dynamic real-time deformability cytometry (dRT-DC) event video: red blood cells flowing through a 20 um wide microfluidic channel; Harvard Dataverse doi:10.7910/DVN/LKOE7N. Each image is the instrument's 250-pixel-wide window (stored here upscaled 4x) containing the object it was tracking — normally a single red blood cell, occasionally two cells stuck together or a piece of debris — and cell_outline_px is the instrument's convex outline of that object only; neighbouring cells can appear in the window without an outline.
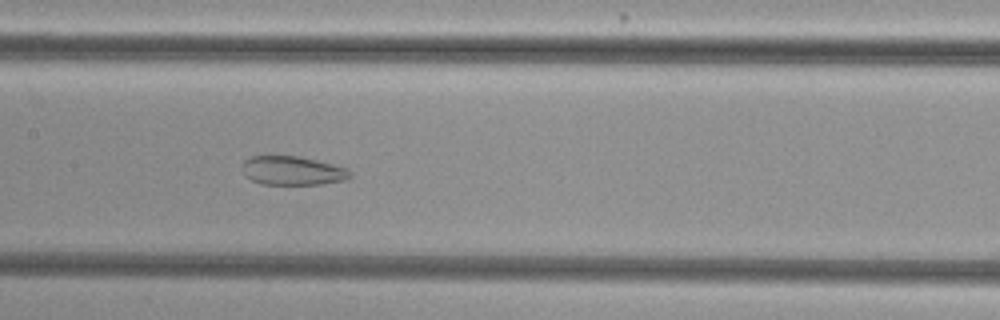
{"species": "common noctule bat (a hibernating species)", "species_latin": "Nyctalus noctula", "temperature_condition": "cold", "stored_images_in_passage": 42, "camera_frame_rate_fps": 3000, "um_per_image_px": 0.085, "animal": {"sex": "female", "body_mass_g": 29.2, "forearm_length_mm": 56.3}, "frame": {"image": 1, "passage_image": 15, "time_ms": 4.667, "image_size_px": [1000, 320], "cell_outline_px": [[352, 176], [344, 180], [320, 184], [260, 184], [244, 176], [240, 168], [244, 160], [252, 156], [300, 156], [348, 168], [352, 172]], "centroid_in_image_um": [24.83, 14.5], "position_along_channel_um": 182.6, "area_um2": 18.32}}
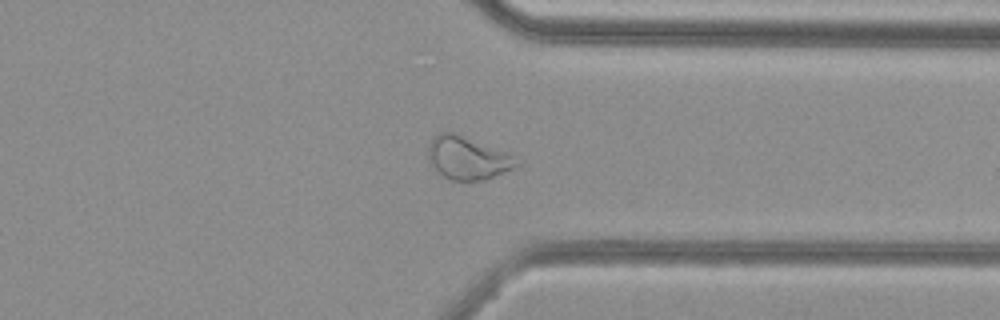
{"frame": {"image": 2, "passage_image": 30, "time_ms": 9.667, "image_size_px": [1000, 320], "cell_outline_px": [[520, 164], [504, 172], [484, 180], [448, 180], [428, 164], [428, 144], [432, 136], [440, 132], [452, 132], [504, 152], [520, 160]], "centroid_in_image_um": [39.66, 13.44], "position_along_channel_um": 371.7, "area_um2": 21.91}}
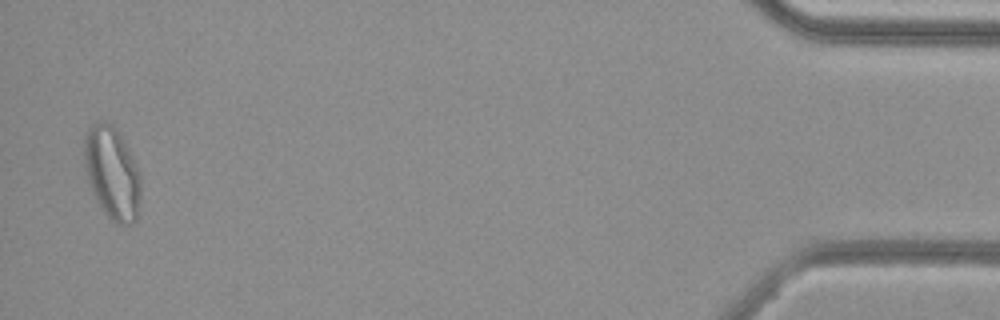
{"frame": {"image": 3, "passage_image": 41, "time_ms": 13.333, "image_size_px": [1000, 320], "cell_outline_px": [[140, 200], [136, 220], [128, 224], [116, 224], [104, 212], [96, 200], [88, 184], [84, 164], [84, 136], [88, 128], [92, 124], [100, 120], [108, 120], [116, 128], [128, 148], [140, 172]], "centroid_in_image_um": [9.51, 14.67], "position_along_channel_um": 425.7, "area_um2": 30.81}, "authors_computed_cell_mechanics": {"area_um2": 23.4379, "velocity_mm_per_s": 3.8006, "shape_relaxation_time_tau1_ms": null, "shape_relaxation_time_tau2_ms": 2.1589, "deformation_change_tau1": null, "deformation_change_tau2": 0.0916}}